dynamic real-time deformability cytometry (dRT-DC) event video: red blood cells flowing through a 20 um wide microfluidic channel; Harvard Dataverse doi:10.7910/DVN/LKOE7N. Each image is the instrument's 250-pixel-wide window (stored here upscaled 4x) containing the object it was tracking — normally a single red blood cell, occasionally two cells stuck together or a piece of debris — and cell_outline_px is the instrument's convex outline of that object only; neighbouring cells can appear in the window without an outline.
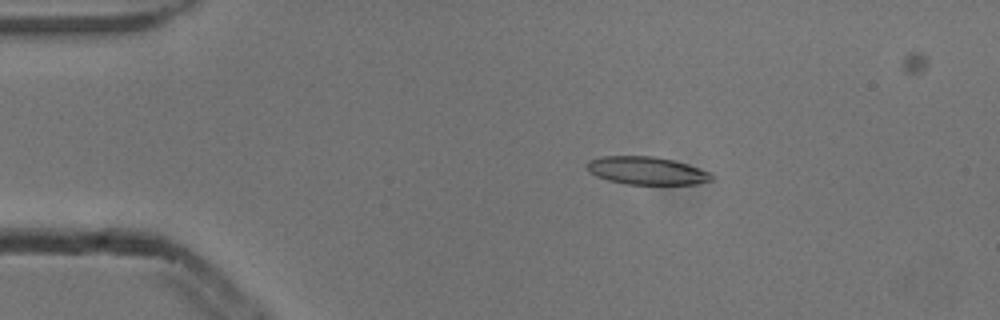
{"species": "common noctule bat (a hibernating species)", "species_latin": "Nyctalus noctula", "temperature_condition": "cold", "stored_images_in_passage": 4, "camera_frame_rate_fps": 3000, "um_per_image_px": 0.085, "animal": {"sex": "male", "body_mass_g": 13.3}, "frame": {"image": 1, "passage_image": 3, "time_ms": 0.667, "image_size_px": [1000, 320], "cell_outline_px": [[712, 180], [696, 184], [624, 184], [608, 180], [596, 176], [588, 172], [588, 160], [604, 156], [652, 156], [672, 160], [712, 172]], "centroid_in_image_um": [54.95, 14.51], "position_along_channel_um": 30.0, "area_um2": 20.11}}